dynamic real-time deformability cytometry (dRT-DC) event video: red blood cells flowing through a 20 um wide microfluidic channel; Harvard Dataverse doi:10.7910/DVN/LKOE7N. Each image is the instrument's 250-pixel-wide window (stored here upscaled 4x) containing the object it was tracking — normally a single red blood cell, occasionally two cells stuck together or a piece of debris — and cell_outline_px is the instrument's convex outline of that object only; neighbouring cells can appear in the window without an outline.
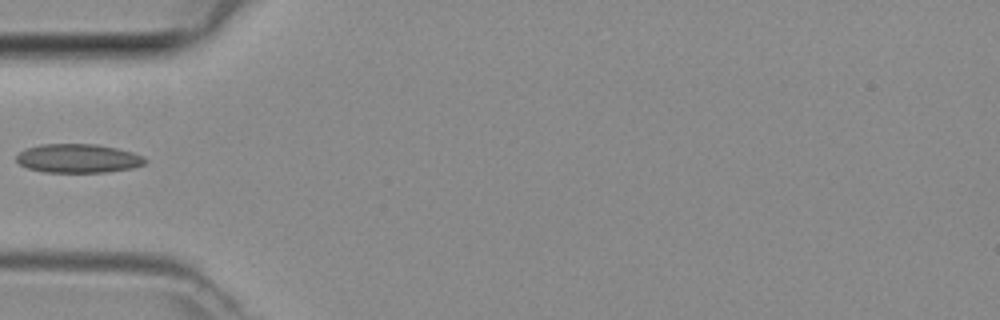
{"species": "common noctule bat (a hibernating species)", "species_latin": "Nyctalus noctula", "temperature_condition": "room temperature", "stored_images_in_passage": 3, "camera_frame_rate_fps": 3000, "um_per_image_px": 0.085, "animal": {"sex": "female", "body_mass_g": 29.2, "forearm_length_mm": 56.3}, "frame": {"image": 1, "passage_image": 3, "time_ms": 0.667, "image_size_px": [1000, 320], "cell_outline_px": [[148, 160], [144, 164], [132, 168], [108, 172], [44, 172], [28, 168], [20, 164], [16, 160], [16, 156], [24, 148], [40, 144], [96, 144], [116, 148], [132, 152], [144, 156]], "centroid_in_image_um": [6.64, 13.46], "position_along_channel_um": 78.4, "area_um2": 21.73}}